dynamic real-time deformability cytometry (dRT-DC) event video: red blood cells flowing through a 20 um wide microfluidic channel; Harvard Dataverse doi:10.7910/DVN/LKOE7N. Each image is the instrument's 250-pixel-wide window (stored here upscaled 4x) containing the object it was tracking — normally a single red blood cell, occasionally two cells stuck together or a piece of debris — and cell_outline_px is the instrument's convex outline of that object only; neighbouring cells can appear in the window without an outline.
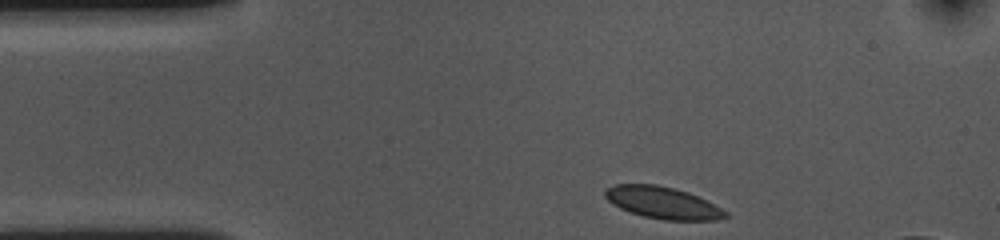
{"species": "common noctule bat (a hibernating species)", "species_latin": "Nyctalus noctula", "temperature_condition": "cold", "stored_images_in_passage": 36, "camera_frame_rate_fps": 3000, "um_per_image_px": 0.085, "animal": {"sex": "female", "body_mass_g": 10.0, "forearm_length_mm": 53.1}, "frame": {"image": 1, "passage_image": 1, "time_ms": 0.0, "image_size_px": [1000, 240], "cell_outline_px": [[728, 216], [716, 220], [664, 220], [644, 216], [620, 208], [612, 204], [604, 196], [604, 192], [608, 188], [616, 184], [656, 184], [676, 188], [688, 192], [728, 212]], "centroid_in_image_um": [56.31, 17.23], "position_along_channel_um": 28.7, "area_um2": 22.14}}
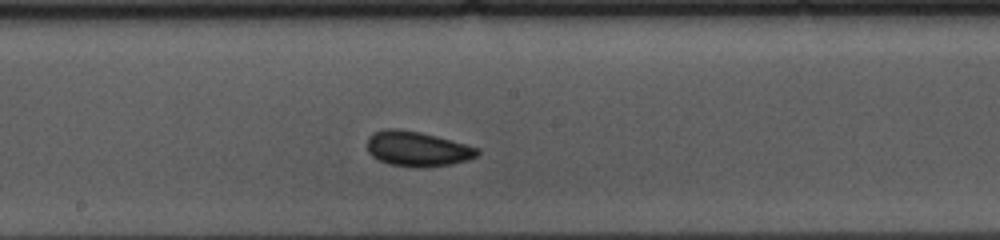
{"frame": {"image": 2, "passage_image": 20, "time_ms": 6.333, "image_size_px": [1000, 240], "cell_outline_px": [[480, 152], [476, 156], [468, 160], [452, 164], [420, 168], [388, 164], [372, 156], [368, 152], [368, 136], [372, 132], [384, 128], [396, 128], [420, 132], [436, 136], [480, 148]], "centroid_in_image_um": [35.46, 12.65], "position_along_channel_um": 212.7, "area_um2": 22.6}}
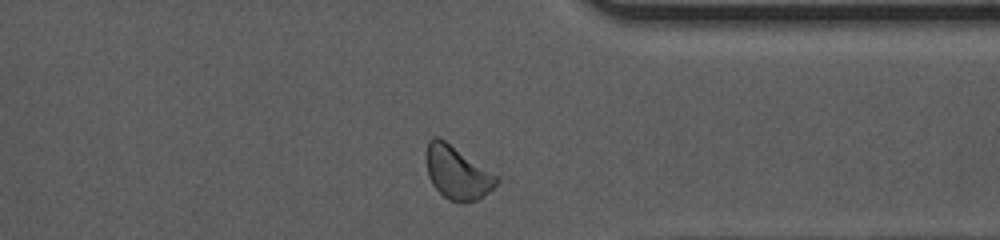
{"frame": {"image": 3, "passage_image": 34, "time_ms": 11.0, "image_size_px": [1000, 240], "cell_outline_px": [[500, 180], [484, 196], [476, 200], [448, 200], [432, 184], [428, 176], [424, 156], [428, 140], [432, 136], [440, 136], [496, 176]], "centroid_in_image_um": [38.78, 14.62], "position_along_channel_um": 372.6, "area_um2": 21.44}, "authors_computed_cell_mechanics": {"area_um2": 22.0218, "velocity_mm_per_s": 3.5556, "shape_relaxation_time_tau1_ms": 2.7726, "shape_relaxation_time_tau2_ms": 1.5069, "deformation_change_tau1": 0.0487, "deformation_change_tau2": 0.0477}}